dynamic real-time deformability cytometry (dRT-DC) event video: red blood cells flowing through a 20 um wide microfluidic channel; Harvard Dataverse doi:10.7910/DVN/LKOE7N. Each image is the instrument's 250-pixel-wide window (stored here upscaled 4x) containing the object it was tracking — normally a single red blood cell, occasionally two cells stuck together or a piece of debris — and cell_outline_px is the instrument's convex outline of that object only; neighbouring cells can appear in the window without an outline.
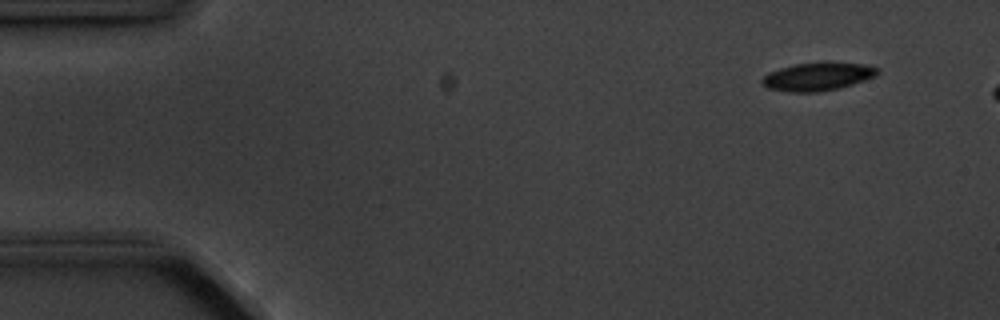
{"species": "common noctule bat (a hibernating species)", "species_latin": "Nyctalus noctula", "temperature_condition": "cold", "stored_images_in_passage": 5, "camera_frame_rate_fps": 3000, "um_per_image_px": 0.085, "animal": {"sex": "male", "body_mass_g": 20.1, "forearm_length_mm": 53.5}, "frame": {"image": 1, "passage_image": 2, "time_ms": 1.0, "image_size_px": [1000, 320], "cell_outline_px": [[880, 72], [876, 76], [840, 88], [820, 92], [788, 92], [768, 88], [760, 80], [768, 72], [780, 68], [796, 64], [828, 60], [864, 64], [880, 68]], "centroid_in_image_um": [69.55, 6.48], "position_along_channel_um": 15.5, "area_um2": 19.42}}